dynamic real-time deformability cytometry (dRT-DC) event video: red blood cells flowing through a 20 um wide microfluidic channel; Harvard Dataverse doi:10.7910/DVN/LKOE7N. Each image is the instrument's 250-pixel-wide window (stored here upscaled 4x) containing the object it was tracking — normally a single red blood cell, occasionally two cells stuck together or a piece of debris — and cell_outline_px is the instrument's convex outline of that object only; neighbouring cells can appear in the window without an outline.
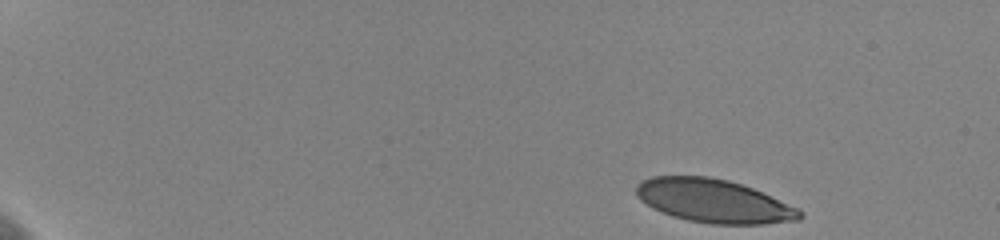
{"species": "human", "species_latin": "Homo sapiens", "temperature_condition": "cold", "stored_images_in_passage": 51, "camera_frame_rate_fps": 3000, "um_per_image_px": 0.085, "donor": {"sex": "female"}, "frame": {"image": 1, "passage_image": 1, "time_ms": 0.0, "image_size_px": [1000, 240], "cell_outline_px": [[804, 216], [800, 220], [764, 224], [712, 224], [688, 220], [672, 216], [660, 212], [652, 208], [640, 200], [636, 196], [636, 184], [640, 180], [652, 176], [708, 176], [728, 180], [752, 188], [800, 208], [804, 212]], "centroid_in_image_um": [60.67, 17.08], "position_along_channel_um": 24.3, "area_um2": 41.73}}
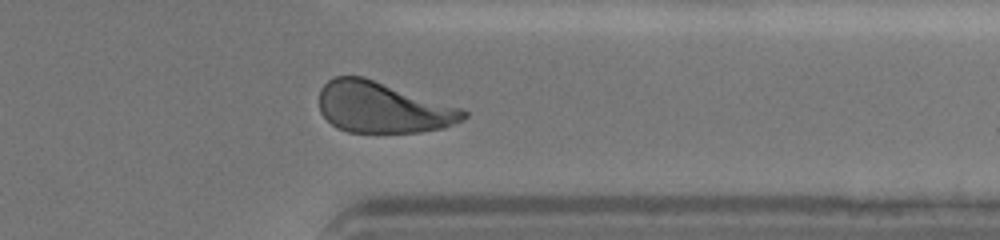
{"frame": {"image": 2, "passage_image": 42, "time_ms": 13.667, "image_size_px": [1000, 240], "cell_outline_px": [[468, 116], [464, 120], [444, 128], [420, 132], [348, 132], [336, 128], [320, 112], [320, 88], [328, 80], [336, 76], [364, 76], [464, 108], [468, 112]], "centroid_in_image_um": [32.57, 9.13], "position_along_channel_um": 378.8, "area_um2": 43.29}}
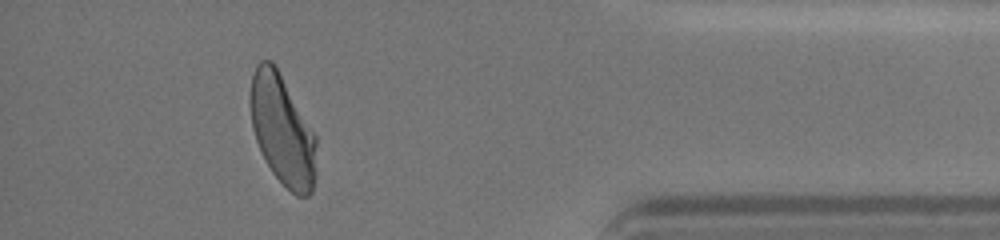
{"frame": {"image": 3, "passage_image": 47, "time_ms": 15.333, "image_size_px": [1000, 240], "cell_outline_px": [[316, 176], [312, 192], [308, 196], [296, 196], [272, 172], [256, 140], [252, 128], [248, 100], [248, 96], [252, 76], [256, 64], [260, 60], [272, 60], [316, 136]], "centroid_in_image_um": [23.98, 11.04], "position_along_channel_um": 411.2, "area_um2": 42.37}, "authors_computed_cell_mechanics": {"area_um2": 43.8124, "velocity_mm_per_s": 3.596, "shape_relaxation_time_tau1_ms": 4.5167, "shape_relaxation_time_tau2_ms": 1.0428, "deformation_change_tau1": 0.1709, "deformation_change_tau2": 0.0654}}